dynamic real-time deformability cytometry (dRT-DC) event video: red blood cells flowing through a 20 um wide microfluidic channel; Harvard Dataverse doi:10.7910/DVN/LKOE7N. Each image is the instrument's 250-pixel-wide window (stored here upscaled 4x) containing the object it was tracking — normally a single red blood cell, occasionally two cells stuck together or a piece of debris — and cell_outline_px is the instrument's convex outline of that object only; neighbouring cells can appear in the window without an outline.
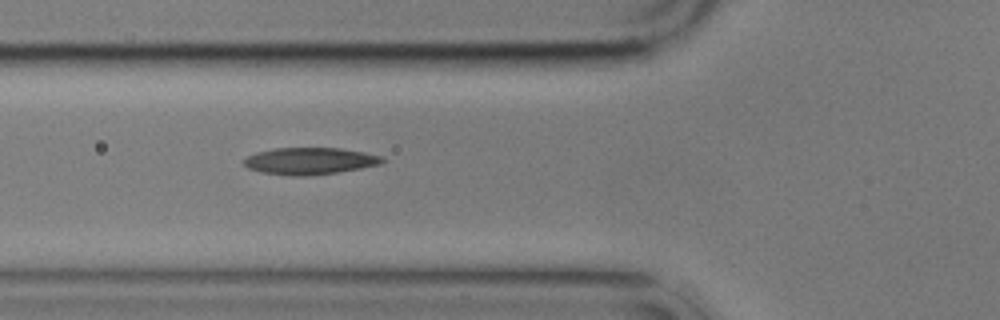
{"species": "common noctule bat (a hibernating species)", "species_latin": "Nyctalus noctula", "temperature_condition": "cold", "stored_images_in_passage": 5, "camera_frame_rate_fps": 3000, "um_per_image_px": 0.085, "animal": {"sex": "male", "body_mass_g": 17.9}, "frame": {"image": 1, "passage_image": 5, "time_ms": 4.667, "image_size_px": [1000, 320], "cell_outline_px": [[388, 160], [380, 164], [360, 168], [336, 172], [304, 176], [292, 176], [260, 172], [248, 168], [244, 164], [244, 160], [248, 156], [256, 152], [276, 148], [340, 148], [364, 152], [380, 156]], "centroid_in_image_um": [26.33, 13.68], "position_along_channel_um": 99.5, "area_um2": 21.56}}